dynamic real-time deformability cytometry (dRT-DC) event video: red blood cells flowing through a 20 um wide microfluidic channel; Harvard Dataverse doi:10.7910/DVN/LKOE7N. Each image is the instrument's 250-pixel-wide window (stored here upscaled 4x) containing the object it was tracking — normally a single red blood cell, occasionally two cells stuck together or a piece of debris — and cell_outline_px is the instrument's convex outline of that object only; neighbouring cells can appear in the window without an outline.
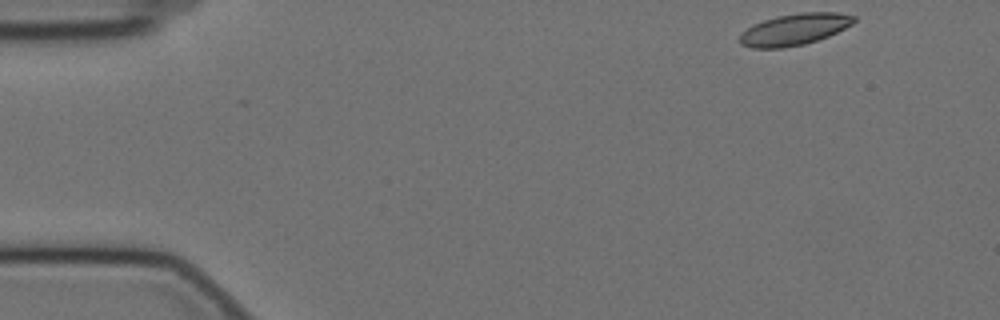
{"species": "Egyptian fruit bat (a non-hibernating species)", "species_latin": "Rousettus aegyptiacus", "temperature_condition": "cold", "stored_images_in_passage": 54, "camera_frame_rate_fps": 3000, "um_per_image_px": 0.085, "animal": {"sex": "female"}, "frame": {"image": 1, "passage_image": 1, "time_ms": 0.0, "image_size_px": [1000, 320], "cell_outline_px": [[856, 20], [852, 24], [828, 36], [804, 44], [784, 48], [752, 48], [740, 44], [740, 32], [752, 24], [776, 16], [800, 12], [836, 12], [856, 16]], "centroid_in_image_um": [67.5, 2.49], "position_along_channel_um": 17.5, "area_um2": 21.04}}
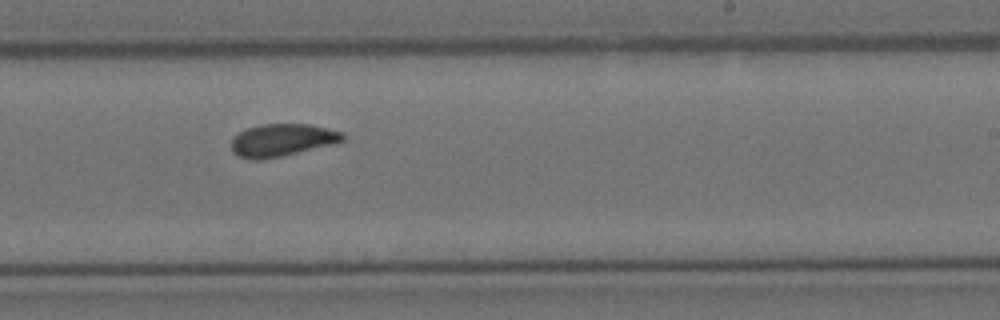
{"frame": {"image": 2, "passage_image": 31, "time_ms": 10.0, "image_size_px": [1000, 320], "cell_outline_px": [[344, 140], [336, 144], [280, 156], [260, 160], [248, 160], [236, 156], [232, 152], [232, 140], [240, 132], [248, 128], [260, 124], [308, 124], [328, 128], [344, 132]], "centroid_in_image_um": [23.99, 11.92], "position_along_channel_um": 265.0, "area_um2": 21.21}}
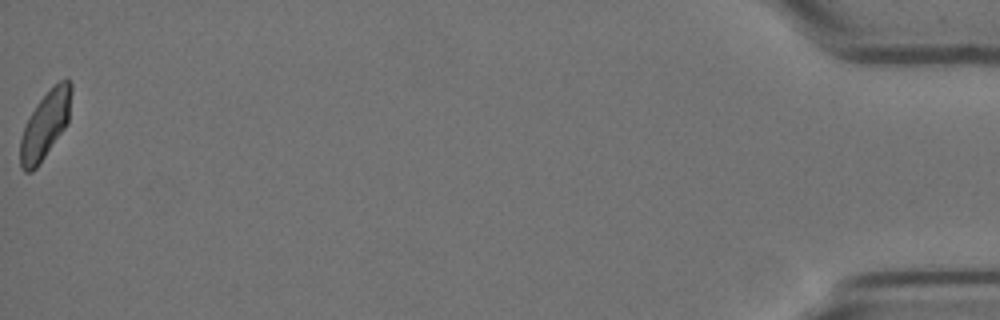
{"frame": {"image": 3, "passage_image": 54, "time_ms": 17.667, "image_size_px": [1000, 320], "cell_outline_px": [[72, 88], [68, 124], [36, 168], [32, 172], [24, 172], [20, 168], [20, 140], [24, 124], [36, 104], [60, 80], [68, 80], [72, 84]], "centroid_in_image_um": [3.83, 10.66], "position_along_channel_um": 431.4, "area_um2": 19.94}, "authors_computed_cell_mechanics": {"area_um2": 21.0103, "velocity_mm_per_s": 3.4574, "shape_relaxation_time_tau1_ms": 8.2726, "shape_relaxation_time_tau2_ms": 3.0837, "deformation_change_tau1": 0.1443, "deformation_change_tau2": 0.0659}}